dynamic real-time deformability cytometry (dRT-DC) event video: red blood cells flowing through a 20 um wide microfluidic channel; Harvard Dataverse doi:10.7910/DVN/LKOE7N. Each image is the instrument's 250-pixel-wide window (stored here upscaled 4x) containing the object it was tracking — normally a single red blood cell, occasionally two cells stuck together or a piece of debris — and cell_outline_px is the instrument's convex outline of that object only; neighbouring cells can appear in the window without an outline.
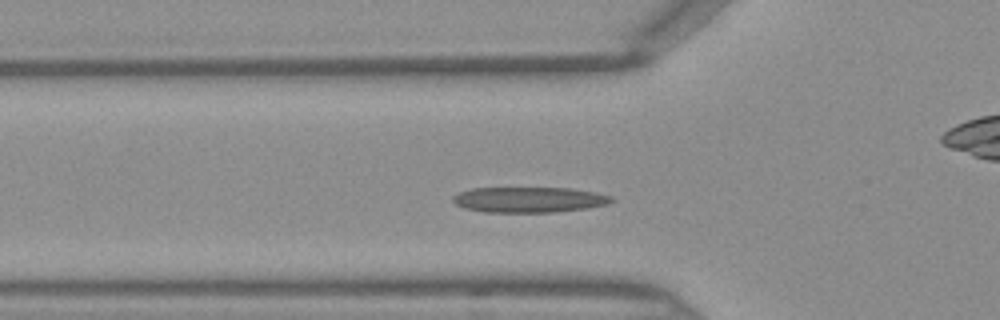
{"species": "Egyptian fruit bat (a non-hibernating species)", "species_latin": "Rousettus aegyptiacus", "temperature_condition": "warm", "stored_images_in_passage": 37, "camera_frame_rate_fps": 3000, "um_per_image_px": 0.085, "frame": {"image": 1, "passage_image": 11, "time_ms": 3.333, "image_size_px": [1000, 320], "cell_outline_px": [[616, 200], [608, 204], [588, 208], [556, 212], [484, 212], [464, 208], [456, 204], [452, 200], [452, 196], [460, 192], [472, 188], [572, 188], [596, 192], [612, 196]], "centroid_in_image_um": [45.01, 16.97], "position_along_channel_um": 80.8, "area_um2": 23.76}}
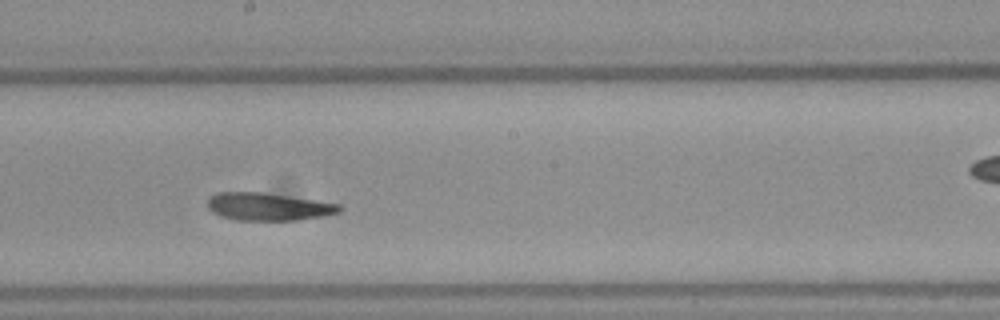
{"frame": {"image": 2, "passage_image": 21, "time_ms": 6.667, "image_size_px": [1000, 320], "cell_outline_px": [[344, 208], [340, 212], [328, 216], [296, 220], [236, 220], [220, 216], [212, 212], [208, 208], [208, 200], [216, 192], [264, 192], [340, 204]], "centroid_in_image_um": [22.84, 17.57], "position_along_channel_um": 225.4, "area_um2": 21.44}}
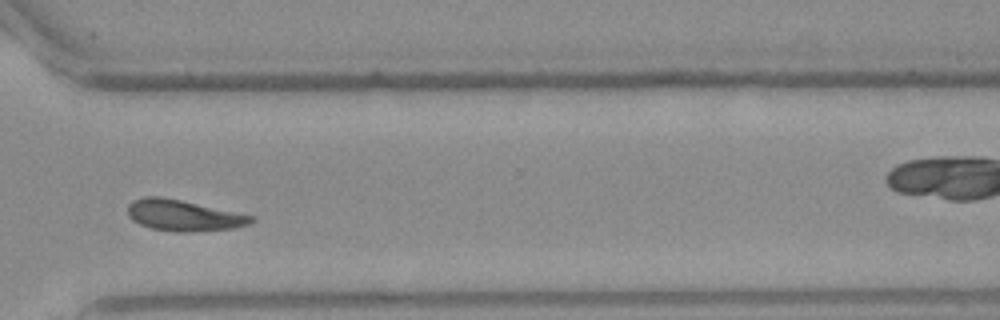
{"frame": {"image": 3, "passage_image": 30, "time_ms": 9.667, "image_size_px": [1000, 320], "cell_outline_px": [[252, 220], [248, 224], [232, 228], [192, 232], [176, 232], [152, 228], [140, 224], [132, 220], [128, 216], [128, 204], [132, 200], [144, 196], [160, 196], [180, 200], [252, 216]], "centroid_in_image_um": [15.5, 18.31], "position_along_channel_um": 355.1, "area_um2": 21.96}}